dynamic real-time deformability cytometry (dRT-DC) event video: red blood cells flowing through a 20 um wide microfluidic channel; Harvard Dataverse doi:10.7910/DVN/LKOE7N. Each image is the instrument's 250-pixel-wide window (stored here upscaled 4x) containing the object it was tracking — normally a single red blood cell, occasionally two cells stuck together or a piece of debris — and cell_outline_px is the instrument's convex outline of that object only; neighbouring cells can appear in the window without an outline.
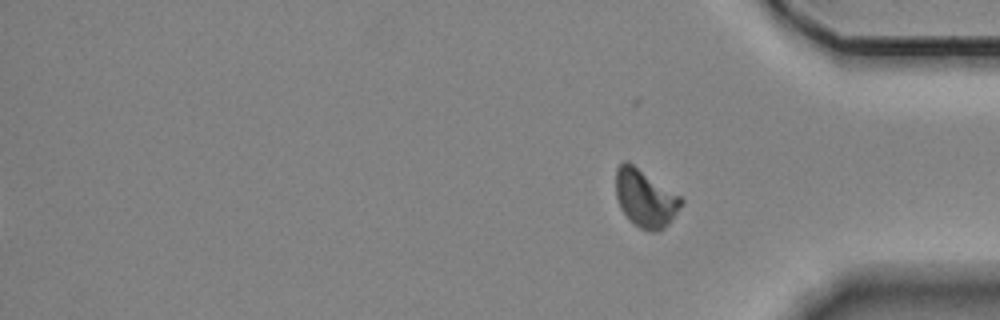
{"species": "Egyptian fruit bat (a non-hibernating species)", "species_latin": "Rousettus aegyptiacus", "temperature_condition": "room temperature", "stored_images_in_passage": 16, "segment_of_instrument_passage": [2, 2], "camera_frame_rate_fps": 3000, "um_per_image_px": 0.085, "animal": {"sex": "female"}, "frame": {"image": 1, "passage_image": 16, "time_ms": 5.0, "image_size_px": [1000, 320], "cell_outline_px": [[684, 204], [668, 224], [660, 232], [652, 232], [640, 228], [628, 220], [620, 208], [616, 196], [616, 168], [624, 160], [628, 160], [680, 196], [684, 200]], "centroid_in_image_um": [54.84, 16.86], "position_along_channel_um": 380.4, "area_um2": 22.2}}